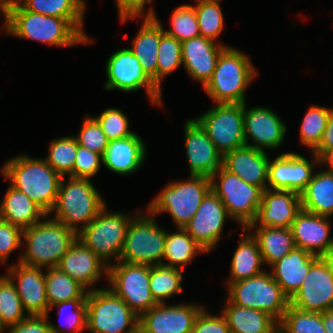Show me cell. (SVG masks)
<instances>
[{"instance_id": "6da1fadb", "label": "cell", "mask_w": 333, "mask_h": 333, "mask_svg": "<svg viewBox=\"0 0 333 333\" xmlns=\"http://www.w3.org/2000/svg\"><path fill=\"white\" fill-rule=\"evenodd\" d=\"M5 33L21 39L35 40L47 45L70 47L94 41L84 33L83 19H65L36 14L26 10L18 1L1 12Z\"/></svg>"}, {"instance_id": "7a4b0ae2", "label": "cell", "mask_w": 333, "mask_h": 333, "mask_svg": "<svg viewBox=\"0 0 333 333\" xmlns=\"http://www.w3.org/2000/svg\"><path fill=\"white\" fill-rule=\"evenodd\" d=\"M1 175L10 185L33 200L47 215L55 206L62 176L44 159L25 154L9 159Z\"/></svg>"}, {"instance_id": "3957f363", "label": "cell", "mask_w": 333, "mask_h": 333, "mask_svg": "<svg viewBox=\"0 0 333 333\" xmlns=\"http://www.w3.org/2000/svg\"><path fill=\"white\" fill-rule=\"evenodd\" d=\"M76 239L75 231L47 215L23 229L22 246L26 245V248L17 263L44 269L57 267Z\"/></svg>"}, {"instance_id": "277c9868", "label": "cell", "mask_w": 333, "mask_h": 333, "mask_svg": "<svg viewBox=\"0 0 333 333\" xmlns=\"http://www.w3.org/2000/svg\"><path fill=\"white\" fill-rule=\"evenodd\" d=\"M249 57L231 46L222 50L213 75L203 88L212 101L216 104L246 102V89L257 76Z\"/></svg>"}, {"instance_id": "5b68a950", "label": "cell", "mask_w": 333, "mask_h": 333, "mask_svg": "<svg viewBox=\"0 0 333 333\" xmlns=\"http://www.w3.org/2000/svg\"><path fill=\"white\" fill-rule=\"evenodd\" d=\"M67 178L68 181H65V176L61 179L57 200L49 216L55 213L52 219L78 234L99 214L106 203L90 179L70 176Z\"/></svg>"}, {"instance_id": "8992f818", "label": "cell", "mask_w": 333, "mask_h": 333, "mask_svg": "<svg viewBox=\"0 0 333 333\" xmlns=\"http://www.w3.org/2000/svg\"><path fill=\"white\" fill-rule=\"evenodd\" d=\"M210 190V178L190 175L189 179L169 182L146 210L153 216L168 213L177 228H184Z\"/></svg>"}, {"instance_id": "52a82bcc", "label": "cell", "mask_w": 333, "mask_h": 333, "mask_svg": "<svg viewBox=\"0 0 333 333\" xmlns=\"http://www.w3.org/2000/svg\"><path fill=\"white\" fill-rule=\"evenodd\" d=\"M137 213L133 212L132 216L122 211L109 212L105 206L85 228L79 231L77 239L109 267L110 264L119 261L127 228ZM112 258L113 263L110 261Z\"/></svg>"}, {"instance_id": "ba28073f", "label": "cell", "mask_w": 333, "mask_h": 333, "mask_svg": "<svg viewBox=\"0 0 333 333\" xmlns=\"http://www.w3.org/2000/svg\"><path fill=\"white\" fill-rule=\"evenodd\" d=\"M155 218L147 210L138 211L132 218L119 261L148 266L162 264L166 229L159 226Z\"/></svg>"}, {"instance_id": "9c48e42d", "label": "cell", "mask_w": 333, "mask_h": 333, "mask_svg": "<svg viewBox=\"0 0 333 333\" xmlns=\"http://www.w3.org/2000/svg\"><path fill=\"white\" fill-rule=\"evenodd\" d=\"M86 330L89 333H131L139 316L110 288H93L86 296Z\"/></svg>"}, {"instance_id": "30bf717a", "label": "cell", "mask_w": 333, "mask_h": 333, "mask_svg": "<svg viewBox=\"0 0 333 333\" xmlns=\"http://www.w3.org/2000/svg\"><path fill=\"white\" fill-rule=\"evenodd\" d=\"M227 299L233 304L266 312L278 323L290 305V299L280 285L272 278L269 270L261 274L230 283Z\"/></svg>"}, {"instance_id": "8fae6325", "label": "cell", "mask_w": 333, "mask_h": 333, "mask_svg": "<svg viewBox=\"0 0 333 333\" xmlns=\"http://www.w3.org/2000/svg\"><path fill=\"white\" fill-rule=\"evenodd\" d=\"M211 190L222 200L231 220L242 228L252 224L262 202L263 190L221 166L211 177Z\"/></svg>"}, {"instance_id": "7c38bea8", "label": "cell", "mask_w": 333, "mask_h": 333, "mask_svg": "<svg viewBox=\"0 0 333 333\" xmlns=\"http://www.w3.org/2000/svg\"><path fill=\"white\" fill-rule=\"evenodd\" d=\"M108 287L140 316L158 303L150 290L149 266L122 261L108 267Z\"/></svg>"}, {"instance_id": "4fadbf2b", "label": "cell", "mask_w": 333, "mask_h": 333, "mask_svg": "<svg viewBox=\"0 0 333 333\" xmlns=\"http://www.w3.org/2000/svg\"><path fill=\"white\" fill-rule=\"evenodd\" d=\"M107 90L134 92L145 88L152 105L163 106L161 89L145 73L140 61L129 48L120 49L108 57L105 66Z\"/></svg>"}, {"instance_id": "5bb4252c", "label": "cell", "mask_w": 333, "mask_h": 333, "mask_svg": "<svg viewBox=\"0 0 333 333\" xmlns=\"http://www.w3.org/2000/svg\"><path fill=\"white\" fill-rule=\"evenodd\" d=\"M194 119L206 131L222 155L246 145L244 103L215 104Z\"/></svg>"}, {"instance_id": "9a60e30c", "label": "cell", "mask_w": 333, "mask_h": 333, "mask_svg": "<svg viewBox=\"0 0 333 333\" xmlns=\"http://www.w3.org/2000/svg\"><path fill=\"white\" fill-rule=\"evenodd\" d=\"M290 306L313 313L333 310V265L327 257H320L310 267Z\"/></svg>"}, {"instance_id": "2e32d148", "label": "cell", "mask_w": 333, "mask_h": 333, "mask_svg": "<svg viewBox=\"0 0 333 333\" xmlns=\"http://www.w3.org/2000/svg\"><path fill=\"white\" fill-rule=\"evenodd\" d=\"M311 158L309 161L301 154L286 152L272 159L268 166L267 188L300 195L314 175L313 167H320V158L314 152Z\"/></svg>"}, {"instance_id": "e0dca14e", "label": "cell", "mask_w": 333, "mask_h": 333, "mask_svg": "<svg viewBox=\"0 0 333 333\" xmlns=\"http://www.w3.org/2000/svg\"><path fill=\"white\" fill-rule=\"evenodd\" d=\"M226 218L231 220L226 207L210 190L184 229L205 252L210 253L219 243Z\"/></svg>"}, {"instance_id": "ac0fdd59", "label": "cell", "mask_w": 333, "mask_h": 333, "mask_svg": "<svg viewBox=\"0 0 333 333\" xmlns=\"http://www.w3.org/2000/svg\"><path fill=\"white\" fill-rule=\"evenodd\" d=\"M286 132V124L270 108L258 106L247 109V103H244V137L247 146L263 151L278 149L283 144Z\"/></svg>"}, {"instance_id": "d6986e66", "label": "cell", "mask_w": 333, "mask_h": 333, "mask_svg": "<svg viewBox=\"0 0 333 333\" xmlns=\"http://www.w3.org/2000/svg\"><path fill=\"white\" fill-rule=\"evenodd\" d=\"M204 305L196 303L167 305L158 303L139 316L143 333H191L194 321Z\"/></svg>"}, {"instance_id": "ffe728a7", "label": "cell", "mask_w": 333, "mask_h": 333, "mask_svg": "<svg viewBox=\"0 0 333 333\" xmlns=\"http://www.w3.org/2000/svg\"><path fill=\"white\" fill-rule=\"evenodd\" d=\"M184 139L190 175L210 178L222 166L223 155L194 118L184 124Z\"/></svg>"}, {"instance_id": "44dd1931", "label": "cell", "mask_w": 333, "mask_h": 333, "mask_svg": "<svg viewBox=\"0 0 333 333\" xmlns=\"http://www.w3.org/2000/svg\"><path fill=\"white\" fill-rule=\"evenodd\" d=\"M44 268L11 263L6 275L14 283L24 311L28 315H46L49 309Z\"/></svg>"}, {"instance_id": "7402d4cb", "label": "cell", "mask_w": 333, "mask_h": 333, "mask_svg": "<svg viewBox=\"0 0 333 333\" xmlns=\"http://www.w3.org/2000/svg\"><path fill=\"white\" fill-rule=\"evenodd\" d=\"M302 211L300 195L289 190L265 189L255 221L248 227L290 228Z\"/></svg>"}, {"instance_id": "603a6c76", "label": "cell", "mask_w": 333, "mask_h": 333, "mask_svg": "<svg viewBox=\"0 0 333 333\" xmlns=\"http://www.w3.org/2000/svg\"><path fill=\"white\" fill-rule=\"evenodd\" d=\"M330 219L302 210L290 227L295 246L315 256L328 257L333 248Z\"/></svg>"}, {"instance_id": "cb8c5ba5", "label": "cell", "mask_w": 333, "mask_h": 333, "mask_svg": "<svg viewBox=\"0 0 333 333\" xmlns=\"http://www.w3.org/2000/svg\"><path fill=\"white\" fill-rule=\"evenodd\" d=\"M181 46L186 72L204 88L213 75L220 53L228 46L202 36L185 40Z\"/></svg>"}, {"instance_id": "d4e9b609", "label": "cell", "mask_w": 333, "mask_h": 333, "mask_svg": "<svg viewBox=\"0 0 333 333\" xmlns=\"http://www.w3.org/2000/svg\"><path fill=\"white\" fill-rule=\"evenodd\" d=\"M57 267L88 291L102 276L108 275V266L79 239L62 256Z\"/></svg>"}, {"instance_id": "484cf974", "label": "cell", "mask_w": 333, "mask_h": 333, "mask_svg": "<svg viewBox=\"0 0 333 333\" xmlns=\"http://www.w3.org/2000/svg\"><path fill=\"white\" fill-rule=\"evenodd\" d=\"M270 158L266 151L242 146L223 155L222 166L246 183L267 189Z\"/></svg>"}, {"instance_id": "4316f807", "label": "cell", "mask_w": 333, "mask_h": 333, "mask_svg": "<svg viewBox=\"0 0 333 333\" xmlns=\"http://www.w3.org/2000/svg\"><path fill=\"white\" fill-rule=\"evenodd\" d=\"M147 156V147L137 133L122 139L109 141L104 155L103 165L118 175H129L140 169Z\"/></svg>"}, {"instance_id": "83f0119b", "label": "cell", "mask_w": 333, "mask_h": 333, "mask_svg": "<svg viewBox=\"0 0 333 333\" xmlns=\"http://www.w3.org/2000/svg\"><path fill=\"white\" fill-rule=\"evenodd\" d=\"M320 257L295 247L288 255L270 266L272 278L280 285L283 293L291 299L301 288L310 267Z\"/></svg>"}, {"instance_id": "f1b7e54d", "label": "cell", "mask_w": 333, "mask_h": 333, "mask_svg": "<svg viewBox=\"0 0 333 333\" xmlns=\"http://www.w3.org/2000/svg\"><path fill=\"white\" fill-rule=\"evenodd\" d=\"M142 18L144 20L140 30L129 49L140 61L145 73L157 85L158 47L160 38L164 34L163 26L156 13L153 16H143Z\"/></svg>"}, {"instance_id": "f546056e", "label": "cell", "mask_w": 333, "mask_h": 333, "mask_svg": "<svg viewBox=\"0 0 333 333\" xmlns=\"http://www.w3.org/2000/svg\"><path fill=\"white\" fill-rule=\"evenodd\" d=\"M242 230L243 236L239 235V244L232 255L230 276L225 283L226 287L230 283L251 278L265 271L262 268L264 262L256 238L247 228H242Z\"/></svg>"}, {"instance_id": "4dcf8cb0", "label": "cell", "mask_w": 333, "mask_h": 333, "mask_svg": "<svg viewBox=\"0 0 333 333\" xmlns=\"http://www.w3.org/2000/svg\"><path fill=\"white\" fill-rule=\"evenodd\" d=\"M221 313L230 333H278V322L266 312L237 306L227 298Z\"/></svg>"}, {"instance_id": "1f68e13d", "label": "cell", "mask_w": 333, "mask_h": 333, "mask_svg": "<svg viewBox=\"0 0 333 333\" xmlns=\"http://www.w3.org/2000/svg\"><path fill=\"white\" fill-rule=\"evenodd\" d=\"M47 214L28 196L11 185L0 203V219L22 229L41 221Z\"/></svg>"}, {"instance_id": "d6a6232c", "label": "cell", "mask_w": 333, "mask_h": 333, "mask_svg": "<svg viewBox=\"0 0 333 333\" xmlns=\"http://www.w3.org/2000/svg\"><path fill=\"white\" fill-rule=\"evenodd\" d=\"M317 170L305 190L300 194L302 210L332 217L333 215V171Z\"/></svg>"}, {"instance_id": "836d02e7", "label": "cell", "mask_w": 333, "mask_h": 333, "mask_svg": "<svg viewBox=\"0 0 333 333\" xmlns=\"http://www.w3.org/2000/svg\"><path fill=\"white\" fill-rule=\"evenodd\" d=\"M256 238L264 264L271 266L296 246L290 228L247 227Z\"/></svg>"}, {"instance_id": "e575fe53", "label": "cell", "mask_w": 333, "mask_h": 333, "mask_svg": "<svg viewBox=\"0 0 333 333\" xmlns=\"http://www.w3.org/2000/svg\"><path fill=\"white\" fill-rule=\"evenodd\" d=\"M177 229L172 233L166 230L162 264L184 271V267L193 261L196 254L206 252L184 228Z\"/></svg>"}, {"instance_id": "d590c367", "label": "cell", "mask_w": 333, "mask_h": 333, "mask_svg": "<svg viewBox=\"0 0 333 333\" xmlns=\"http://www.w3.org/2000/svg\"><path fill=\"white\" fill-rule=\"evenodd\" d=\"M45 270V287L49 307L63 301L86 299L88 290L58 267Z\"/></svg>"}, {"instance_id": "8d00e7d4", "label": "cell", "mask_w": 333, "mask_h": 333, "mask_svg": "<svg viewBox=\"0 0 333 333\" xmlns=\"http://www.w3.org/2000/svg\"><path fill=\"white\" fill-rule=\"evenodd\" d=\"M183 271L164 264L149 266L150 290L157 303L165 301L183 291Z\"/></svg>"}, {"instance_id": "74e56055", "label": "cell", "mask_w": 333, "mask_h": 333, "mask_svg": "<svg viewBox=\"0 0 333 333\" xmlns=\"http://www.w3.org/2000/svg\"><path fill=\"white\" fill-rule=\"evenodd\" d=\"M54 307L59 310L58 314L61 321H59L58 326L49 321L52 333H82L84 329L86 330V299H73L52 305L49 307L46 316H49V312Z\"/></svg>"}, {"instance_id": "f35d334b", "label": "cell", "mask_w": 333, "mask_h": 333, "mask_svg": "<svg viewBox=\"0 0 333 333\" xmlns=\"http://www.w3.org/2000/svg\"><path fill=\"white\" fill-rule=\"evenodd\" d=\"M28 11L65 19H84L85 0H18Z\"/></svg>"}, {"instance_id": "ab89813d", "label": "cell", "mask_w": 333, "mask_h": 333, "mask_svg": "<svg viewBox=\"0 0 333 333\" xmlns=\"http://www.w3.org/2000/svg\"><path fill=\"white\" fill-rule=\"evenodd\" d=\"M78 143L74 135L55 138L50 141L46 163L62 177H73V168L76 159Z\"/></svg>"}, {"instance_id": "60d3db41", "label": "cell", "mask_w": 333, "mask_h": 333, "mask_svg": "<svg viewBox=\"0 0 333 333\" xmlns=\"http://www.w3.org/2000/svg\"><path fill=\"white\" fill-rule=\"evenodd\" d=\"M330 107L311 105L300 125L299 136L302 145L312 152L320 143L330 115Z\"/></svg>"}, {"instance_id": "b9f144b4", "label": "cell", "mask_w": 333, "mask_h": 333, "mask_svg": "<svg viewBox=\"0 0 333 333\" xmlns=\"http://www.w3.org/2000/svg\"><path fill=\"white\" fill-rule=\"evenodd\" d=\"M278 333H326L323 313L303 311L289 305L278 323Z\"/></svg>"}, {"instance_id": "7bdbcfd3", "label": "cell", "mask_w": 333, "mask_h": 333, "mask_svg": "<svg viewBox=\"0 0 333 333\" xmlns=\"http://www.w3.org/2000/svg\"><path fill=\"white\" fill-rule=\"evenodd\" d=\"M221 0H195L200 36L217 42L224 27Z\"/></svg>"}, {"instance_id": "ee69618b", "label": "cell", "mask_w": 333, "mask_h": 333, "mask_svg": "<svg viewBox=\"0 0 333 333\" xmlns=\"http://www.w3.org/2000/svg\"><path fill=\"white\" fill-rule=\"evenodd\" d=\"M25 313L16 287L5 274L0 276V319L1 324L7 328L24 320Z\"/></svg>"}, {"instance_id": "f6af8a7d", "label": "cell", "mask_w": 333, "mask_h": 333, "mask_svg": "<svg viewBox=\"0 0 333 333\" xmlns=\"http://www.w3.org/2000/svg\"><path fill=\"white\" fill-rule=\"evenodd\" d=\"M171 14L172 29L165 30L163 28L164 33L180 42L200 36L194 5H180Z\"/></svg>"}, {"instance_id": "bcb514c9", "label": "cell", "mask_w": 333, "mask_h": 333, "mask_svg": "<svg viewBox=\"0 0 333 333\" xmlns=\"http://www.w3.org/2000/svg\"><path fill=\"white\" fill-rule=\"evenodd\" d=\"M181 65V42L164 33L158 47L157 86L161 89L162 79L175 72Z\"/></svg>"}, {"instance_id": "7dc6e473", "label": "cell", "mask_w": 333, "mask_h": 333, "mask_svg": "<svg viewBox=\"0 0 333 333\" xmlns=\"http://www.w3.org/2000/svg\"><path fill=\"white\" fill-rule=\"evenodd\" d=\"M92 117L98 122L109 141L129 137L135 133L129 129L128 117L118 108H108L99 116Z\"/></svg>"}, {"instance_id": "c3c4849f", "label": "cell", "mask_w": 333, "mask_h": 333, "mask_svg": "<svg viewBox=\"0 0 333 333\" xmlns=\"http://www.w3.org/2000/svg\"><path fill=\"white\" fill-rule=\"evenodd\" d=\"M74 137L78 145L102 156L109 143L98 122L92 116H88V114L84 117L79 133Z\"/></svg>"}, {"instance_id": "681fc988", "label": "cell", "mask_w": 333, "mask_h": 333, "mask_svg": "<svg viewBox=\"0 0 333 333\" xmlns=\"http://www.w3.org/2000/svg\"><path fill=\"white\" fill-rule=\"evenodd\" d=\"M101 163H103L102 155L78 145L73 178L91 179L99 172Z\"/></svg>"}, {"instance_id": "f907efd6", "label": "cell", "mask_w": 333, "mask_h": 333, "mask_svg": "<svg viewBox=\"0 0 333 333\" xmlns=\"http://www.w3.org/2000/svg\"><path fill=\"white\" fill-rule=\"evenodd\" d=\"M23 229L0 219V263H6L8 257L22 247Z\"/></svg>"}, {"instance_id": "816d5d0a", "label": "cell", "mask_w": 333, "mask_h": 333, "mask_svg": "<svg viewBox=\"0 0 333 333\" xmlns=\"http://www.w3.org/2000/svg\"><path fill=\"white\" fill-rule=\"evenodd\" d=\"M191 333H230V328L221 312L214 315L204 307L197 315Z\"/></svg>"}, {"instance_id": "f5cc1de1", "label": "cell", "mask_w": 333, "mask_h": 333, "mask_svg": "<svg viewBox=\"0 0 333 333\" xmlns=\"http://www.w3.org/2000/svg\"><path fill=\"white\" fill-rule=\"evenodd\" d=\"M115 3L118 8V19L122 24L128 20L139 19L141 15L143 17L153 16L155 14L153 8H149L147 12H144L146 5H150L152 0H115Z\"/></svg>"}, {"instance_id": "db71d44e", "label": "cell", "mask_w": 333, "mask_h": 333, "mask_svg": "<svg viewBox=\"0 0 333 333\" xmlns=\"http://www.w3.org/2000/svg\"><path fill=\"white\" fill-rule=\"evenodd\" d=\"M5 333H52L49 316L28 315L24 320L7 327Z\"/></svg>"}, {"instance_id": "11a10c76", "label": "cell", "mask_w": 333, "mask_h": 333, "mask_svg": "<svg viewBox=\"0 0 333 333\" xmlns=\"http://www.w3.org/2000/svg\"><path fill=\"white\" fill-rule=\"evenodd\" d=\"M333 148V108L330 109V115L326 129L323 133L319 145L312 151L319 158L329 149Z\"/></svg>"}, {"instance_id": "9f6ffc18", "label": "cell", "mask_w": 333, "mask_h": 333, "mask_svg": "<svg viewBox=\"0 0 333 333\" xmlns=\"http://www.w3.org/2000/svg\"><path fill=\"white\" fill-rule=\"evenodd\" d=\"M323 327L326 333H333V310L323 312Z\"/></svg>"}, {"instance_id": "6f0895ef", "label": "cell", "mask_w": 333, "mask_h": 333, "mask_svg": "<svg viewBox=\"0 0 333 333\" xmlns=\"http://www.w3.org/2000/svg\"><path fill=\"white\" fill-rule=\"evenodd\" d=\"M328 165L327 170L333 171V148L327 150L321 157H320V166Z\"/></svg>"}, {"instance_id": "680465c9", "label": "cell", "mask_w": 333, "mask_h": 333, "mask_svg": "<svg viewBox=\"0 0 333 333\" xmlns=\"http://www.w3.org/2000/svg\"><path fill=\"white\" fill-rule=\"evenodd\" d=\"M16 1L18 0H0V13L6 8L8 4Z\"/></svg>"}, {"instance_id": "91938a15", "label": "cell", "mask_w": 333, "mask_h": 333, "mask_svg": "<svg viewBox=\"0 0 333 333\" xmlns=\"http://www.w3.org/2000/svg\"><path fill=\"white\" fill-rule=\"evenodd\" d=\"M327 258L331 261V263H332V265H333V248H332V250L330 251V254H329V256H328Z\"/></svg>"}, {"instance_id": "94428289", "label": "cell", "mask_w": 333, "mask_h": 333, "mask_svg": "<svg viewBox=\"0 0 333 333\" xmlns=\"http://www.w3.org/2000/svg\"><path fill=\"white\" fill-rule=\"evenodd\" d=\"M5 329L6 328L1 324V319H0V333H4Z\"/></svg>"}, {"instance_id": "6125c7cd", "label": "cell", "mask_w": 333, "mask_h": 333, "mask_svg": "<svg viewBox=\"0 0 333 333\" xmlns=\"http://www.w3.org/2000/svg\"><path fill=\"white\" fill-rule=\"evenodd\" d=\"M131 333H143V331L139 328V327H137L133 332H131Z\"/></svg>"}]
</instances>
